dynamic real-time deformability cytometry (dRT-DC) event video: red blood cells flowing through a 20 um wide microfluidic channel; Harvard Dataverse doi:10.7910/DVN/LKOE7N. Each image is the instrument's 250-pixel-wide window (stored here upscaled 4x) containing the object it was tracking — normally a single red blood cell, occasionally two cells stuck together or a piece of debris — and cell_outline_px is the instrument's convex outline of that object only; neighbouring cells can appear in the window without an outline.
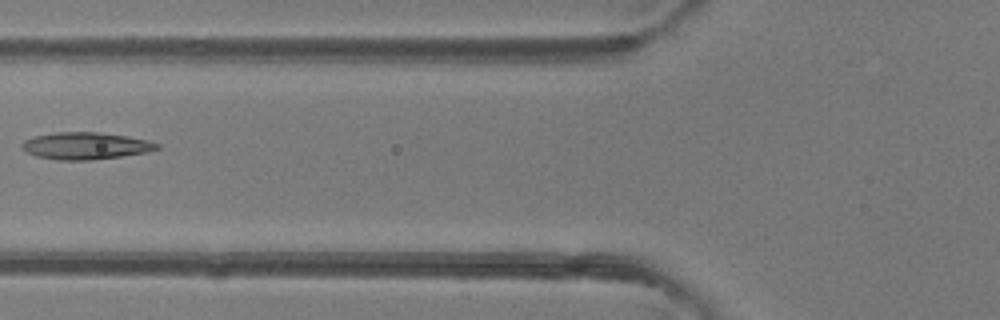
{"species": "common noctule bat (a hibernating species)", "species_latin": "Nyctalus noctula", "temperature_condition": "room temperature", "stored_images_in_passage": 6, "camera_frame_rate_fps": 3000, "um_per_image_px": 0.085, "animal": {"sex": "female"}, "frame": {"image": 1, "passage_image": 6, "time_ms": 1.667, "image_size_px": [1000, 320], "cell_outline_px": [[160, 148], [144, 152], [120, 156], [92, 160], [56, 160], [36, 156], [28, 152], [20, 144], [24, 140], [36, 136], [52, 132], [100, 132], [128, 136], [148, 140], [160, 144]], "centroid_in_image_um": [7.28, 12.39], "position_along_channel_um": 118.5, "area_um2": 21.21}}